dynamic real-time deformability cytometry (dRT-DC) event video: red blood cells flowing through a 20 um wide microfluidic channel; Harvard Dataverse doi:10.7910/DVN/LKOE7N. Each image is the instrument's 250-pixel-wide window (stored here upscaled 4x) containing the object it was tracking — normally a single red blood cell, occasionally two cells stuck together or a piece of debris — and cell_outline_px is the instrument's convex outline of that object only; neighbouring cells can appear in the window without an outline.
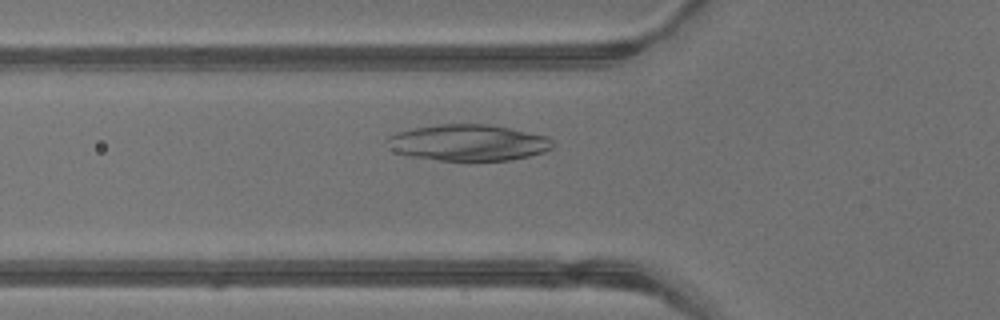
{"species": "common noctule bat (a hibernating species)", "species_latin": "Nyctalus noctula", "temperature_condition": "warm", "stored_images_in_passage": 38, "camera_frame_rate_fps": 3000, "um_per_image_px": 0.085, "animal": {"sex": "male", "body_mass_g": 13.3}, "frame": {"image": 1, "passage_image": 11, "time_ms": 3.333, "image_size_px": [1000, 320], "cell_outline_px": [[552, 148], [544, 152], [512, 160], [440, 160], [412, 156], [396, 152], [388, 148], [384, 140], [388, 136], [396, 132], [412, 128], [440, 124], [488, 124], [508, 128], [544, 136], [552, 140]], "centroid_in_image_um": [39.73, 12.12], "position_along_channel_um": 86.1, "area_um2": 34.8}}
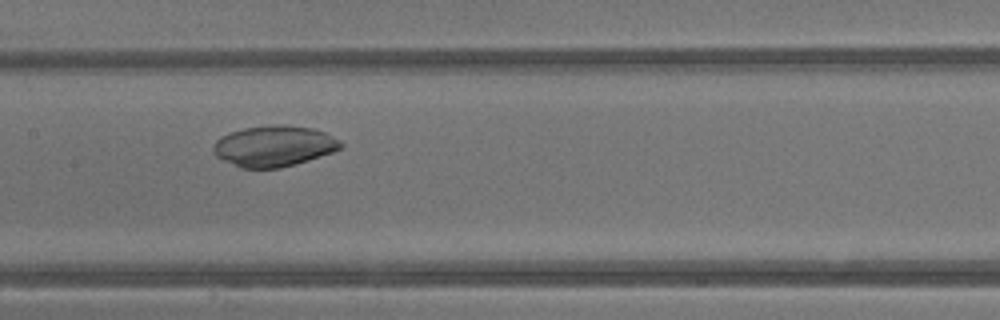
{"frame": {"image": 2, "passage_image": 17, "time_ms": 5.333, "image_size_px": [1000, 320], "cell_outline_px": [[344, 148], [308, 160], [280, 168], [240, 168], [216, 156], [212, 148], [216, 140], [220, 136], [244, 128], [276, 124], [284, 124], [312, 128], [324, 132], [340, 140], [344, 144]], "centroid_in_image_um": [23.3, 12.41], "position_along_channel_um": 184.1, "area_um2": 30.35}}
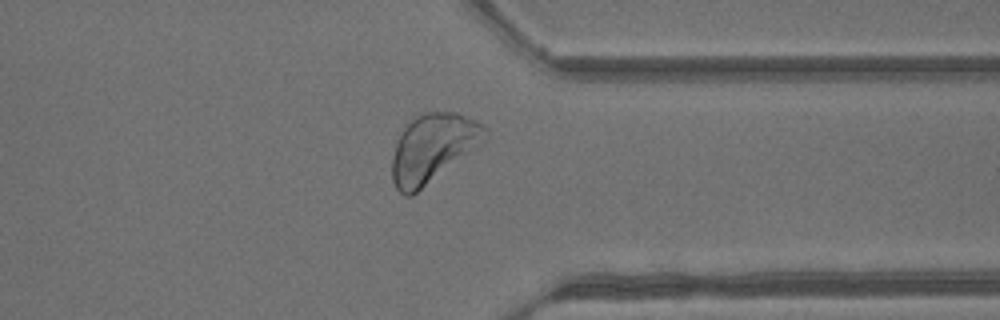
{"frame": {"image": 3, "passage_image": 29, "time_ms": 9.333, "image_size_px": [1000, 320], "cell_outline_px": [[488, 136], [480, 144], [412, 196], [404, 196], [396, 188], [392, 180], [392, 156], [400, 132], [420, 112], [456, 112], [484, 124], [488, 128]], "centroid_in_image_um": [36.78, 12.57], "position_along_channel_um": 374.6, "area_um2": 36.76}}